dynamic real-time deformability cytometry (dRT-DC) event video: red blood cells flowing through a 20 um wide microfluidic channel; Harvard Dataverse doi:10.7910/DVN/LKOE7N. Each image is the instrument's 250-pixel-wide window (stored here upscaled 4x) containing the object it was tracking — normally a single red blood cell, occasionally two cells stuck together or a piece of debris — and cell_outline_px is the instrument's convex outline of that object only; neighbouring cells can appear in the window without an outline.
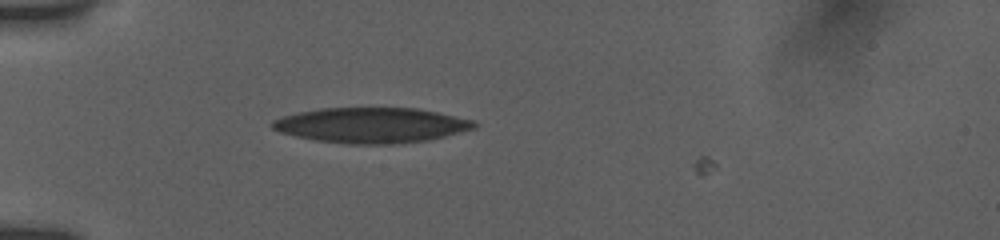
{"species": "human", "species_latin": "Homo sapiens", "temperature_condition": "room temperature", "stored_images_in_passage": 3, "camera_frame_rate_fps": 3000, "um_per_image_px": 0.085, "donor": {"sex": "female"}, "frame": {"image": 1, "passage_image": 2, "time_ms": 1.0, "image_size_px": [1000, 240], "cell_outline_px": [[480, 124], [476, 128], [428, 140], [392, 144], [348, 144], [316, 140], [296, 136], [280, 132], [272, 128], [272, 120], [296, 112], [320, 108], [416, 108], [436, 112], [472, 120]], "centroid_in_image_um": [31.56, 10.64], "position_along_channel_um": 53.4, "area_um2": 41.38}}